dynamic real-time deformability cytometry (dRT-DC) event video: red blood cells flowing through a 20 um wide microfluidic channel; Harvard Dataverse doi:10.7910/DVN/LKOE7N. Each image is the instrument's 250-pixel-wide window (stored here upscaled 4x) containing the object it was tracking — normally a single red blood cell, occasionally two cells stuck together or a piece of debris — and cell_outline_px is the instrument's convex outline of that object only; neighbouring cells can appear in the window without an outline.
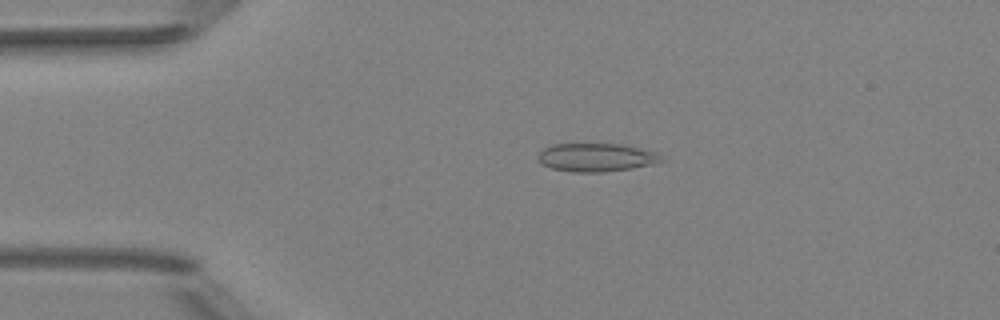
{"species": "Egyptian fruit bat (a non-hibernating species)", "species_latin": "Rousettus aegyptiacus", "temperature_condition": "room temperature", "stored_images_in_passage": 51, "camera_frame_rate_fps": 3000, "um_per_image_px": 0.085, "animal": {"sex": "female"}, "frame": {"image": 1, "passage_image": 11, "time_ms": 3.333, "image_size_px": [1000, 320], "cell_outline_px": [[664, 160], [656, 164], [632, 168], [604, 172], [572, 172], [552, 168], [540, 164], [536, 156], [544, 148], [552, 144], [572, 140], [624, 144], [660, 152], [664, 156]], "centroid_in_image_um": [50.69, 13.32], "position_along_channel_um": 34.3, "area_um2": 21.85}}
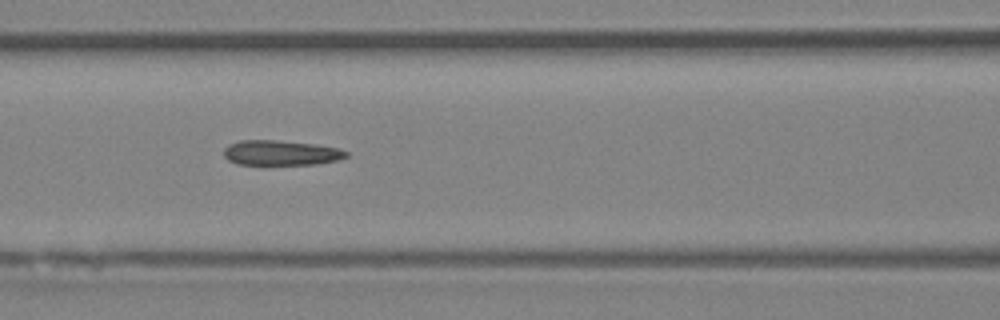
{"frame": {"image": 2, "passage_image": 22, "time_ms": 7.0, "image_size_px": [1000, 320], "cell_outline_px": [[348, 156], [336, 160], [316, 164], [236, 164], [228, 160], [224, 156], [224, 148], [228, 144], [240, 140], [276, 140], [312, 144], [340, 148], [348, 152]], "centroid_in_image_um": [23.85, 12.98], "position_along_channel_um": 142.8, "area_um2": 17.74}}
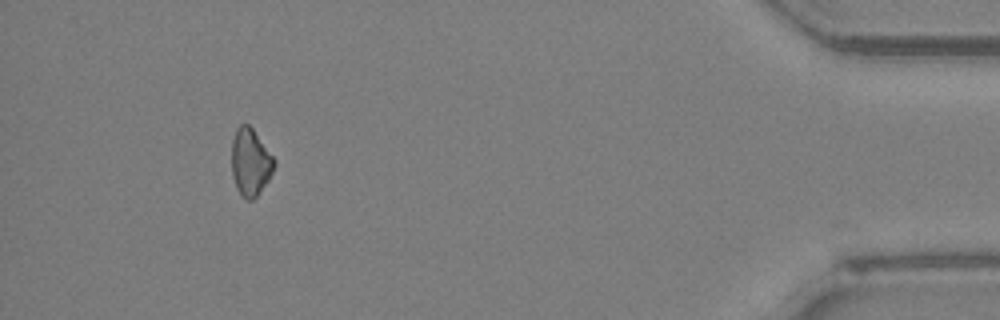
{"frame": {"image": 3, "passage_image": 47, "time_ms": 15.333, "image_size_px": [1000, 320], "cell_outline_px": [[276, 164], [268, 180], [256, 196], [252, 200], [244, 200], [240, 196], [236, 188], [232, 176], [232, 140], [236, 128], [240, 124], [248, 124], [252, 128], [276, 160]], "centroid_in_image_um": [21.27, 13.8], "position_along_channel_um": 413.9, "area_um2": 16.76}, "authors_computed_cell_mechanics": {"area_um2": 18.5538, "velocity_mm_per_s": 4.0594, "shape_relaxation_time_tau1_ms": 6.8473, "shape_relaxation_time_tau2_ms": 10.0636, "deformation_change_tau1": 0.1277, "deformation_change_tau2": 0.2244}}